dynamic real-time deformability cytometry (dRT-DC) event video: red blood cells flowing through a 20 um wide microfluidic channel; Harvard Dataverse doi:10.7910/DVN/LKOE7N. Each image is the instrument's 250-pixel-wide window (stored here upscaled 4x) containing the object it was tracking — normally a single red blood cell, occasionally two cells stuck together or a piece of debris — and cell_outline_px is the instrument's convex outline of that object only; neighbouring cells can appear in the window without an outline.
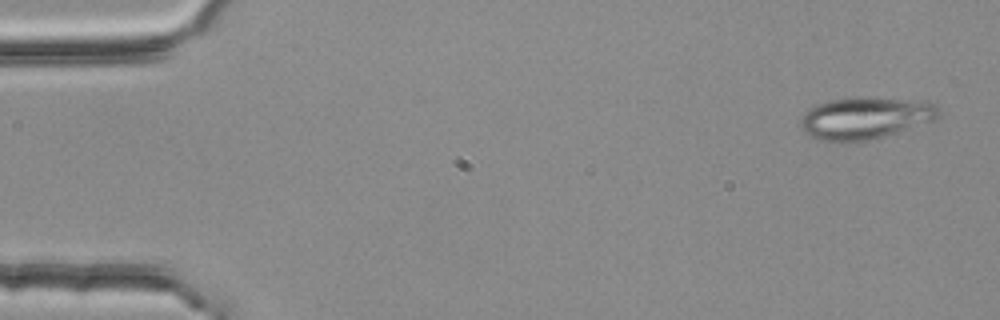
{"species": "common noctule bat (a hibernating species)", "species_latin": "Nyctalus noctula", "temperature_condition": "room temperature", "stored_images_in_passage": 4, "camera_frame_rate_fps": 3000, "um_per_image_px": 0.085, "animal": {"sex": "female", "body_mass_g": 25.1}, "frame": {"image": 1, "passage_image": 1, "time_ms": 0.0, "image_size_px": [1000, 320], "cell_outline_px": [[940, 116], [932, 120], [884, 136], [868, 140], [816, 140], [808, 136], [800, 128], [800, 120], [804, 112], [816, 104], [832, 100], [856, 96], [876, 96], [928, 100], [936, 104], [940, 108]], "centroid_in_image_um": [73.56, 9.98], "position_along_channel_um": 11.4, "area_um2": 34.22}}